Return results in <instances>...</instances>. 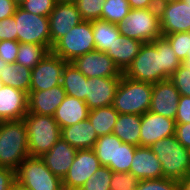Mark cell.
<instances>
[{
	"label": "cell",
	"mask_w": 190,
	"mask_h": 190,
	"mask_svg": "<svg viewBox=\"0 0 190 190\" xmlns=\"http://www.w3.org/2000/svg\"><path fill=\"white\" fill-rule=\"evenodd\" d=\"M181 64L170 42L162 36L150 43H143L123 75L136 81L154 84L170 79Z\"/></svg>",
	"instance_id": "6da1fadb"
},
{
	"label": "cell",
	"mask_w": 190,
	"mask_h": 190,
	"mask_svg": "<svg viewBox=\"0 0 190 190\" xmlns=\"http://www.w3.org/2000/svg\"><path fill=\"white\" fill-rule=\"evenodd\" d=\"M28 156V134L24 120L0 121V167L16 171Z\"/></svg>",
	"instance_id": "7a4b0ae2"
},
{
	"label": "cell",
	"mask_w": 190,
	"mask_h": 190,
	"mask_svg": "<svg viewBox=\"0 0 190 190\" xmlns=\"http://www.w3.org/2000/svg\"><path fill=\"white\" fill-rule=\"evenodd\" d=\"M149 147L160 160L163 178L179 181L190 175V150L182 146L175 135L162 138Z\"/></svg>",
	"instance_id": "3957f363"
},
{
	"label": "cell",
	"mask_w": 190,
	"mask_h": 190,
	"mask_svg": "<svg viewBox=\"0 0 190 190\" xmlns=\"http://www.w3.org/2000/svg\"><path fill=\"white\" fill-rule=\"evenodd\" d=\"M152 83L136 81L122 75L112 106L119 114L143 115L149 111Z\"/></svg>",
	"instance_id": "277c9868"
},
{
	"label": "cell",
	"mask_w": 190,
	"mask_h": 190,
	"mask_svg": "<svg viewBox=\"0 0 190 190\" xmlns=\"http://www.w3.org/2000/svg\"><path fill=\"white\" fill-rule=\"evenodd\" d=\"M23 120L27 127L29 155L41 157L61 137V128L53 116L27 113Z\"/></svg>",
	"instance_id": "5b68a950"
},
{
	"label": "cell",
	"mask_w": 190,
	"mask_h": 190,
	"mask_svg": "<svg viewBox=\"0 0 190 190\" xmlns=\"http://www.w3.org/2000/svg\"><path fill=\"white\" fill-rule=\"evenodd\" d=\"M117 27L123 36L142 43H150L162 37L158 8L131 9Z\"/></svg>",
	"instance_id": "8992f818"
},
{
	"label": "cell",
	"mask_w": 190,
	"mask_h": 190,
	"mask_svg": "<svg viewBox=\"0 0 190 190\" xmlns=\"http://www.w3.org/2000/svg\"><path fill=\"white\" fill-rule=\"evenodd\" d=\"M92 50H95L92 22L82 21L61 37L53 45L51 52L63 60L71 62L76 57Z\"/></svg>",
	"instance_id": "52a82bcc"
},
{
	"label": "cell",
	"mask_w": 190,
	"mask_h": 190,
	"mask_svg": "<svg viewBox=\"0 0 190 190\" xmlns=\"http://www.w3.org/2000/svg\"><path fill=\"white\" fill-rule=\"evenodd\" d=\"M16 181L31 190H58L62 180L55 176L40 157L28 156L15 171Z\"/></svg>",
	"instance_id": "ba28073f"
},
{
	"label": "cell",
	"mask_w": 190,
	"mask_h": 190,
	"mask_svg": "<svg viewBox=\"0 0 190 190\" xmlns=\"http://www.w3.org/2000/svg\"><path fill=\"white\" fill-rule=\"evenodd\" d=\"M16 21L17 41L45 46L51 52L49 19L17 7L13 15Z\"/></svg>",
	"instance_id": "9c48e42d"
},
{
	"label": "cell",
	"mask_w": 190,
	"mask_h": 190,
	"mask_svg": "<svg viewBox=\"0 0 190 190\" xmlns=\"http://www.w3.org/2000/svg\"><path fill=\"white\" fill-rule=\"evenodd\" d=\"M67 61L49 52L31 69L30 91H41L61 84L62 72Z\"/></svg>",
	"instance_id": "30bf717a"
},
{
	"label": "cell",
	"mask_w": 190,
	"mask_h": 190,
	"mask_svg": "<svg viewBox=\"0 0 190 190\" xmlns=\"http://www.w3.org/2000/svg\"><path fill=\"white\" fill-rule=\"evenodd\" d=\"M100 166L93 149H78L67 175L62 180V186L79 190Z\"/></svg>",
	"instance_id": "8fae6325"
},
{
	"label": "cell",
	"mask_w": 190,
	"mask_h": 190,
	"mask_svg": "<svg viewBox=\"0 0 190 190\" xmlns=\"http://www.w3.org/2000/svg\"><path fill=\"white\" fill-rule=\"evenodd\" d=\"M71 63L87 78L122 77L123 75L106 52L96 49L76 57Z\"/></svg>",
	"instance_id": "7c38bea8"
},
{
	"label": "cell",
	"mask_w": 190,
	"mask_h": 190,
	"mask_svg": "<svg viewBox=\"0 0 190 190\" xmlns=\"http://www.w3.org/2000/svg\"><path fill=\"white\" fill-rule=\"evenodd\" d=\"M121 77L87 78L85 103L89 110L113 104Z\"/></svg>",
	"instance_id": "4fadbf2b"
},
{
	"label": "cell",
	"mask_w": 190,
	"mask_h": 190,
	"mask_svg": "<svg viewBox=\"0 0 190 190\" xmlns=\"http://www.w3.org/2000/svg\"><path fill=\"white\" fill-rule=\"evenodd\" d=\"M180 96L170 79L154 83L149 111L175 120Z\"/></svg>",
	"instance_id": "5bb4252c"
},
{
	"label": "cell",
	"mask_w": 190,
	"mask_h": 190,
	"mask_svg": "<svg viewBox=\"0 0 190 190\" xmlns=\"http://www.w3.org/2000/svg\"><path fill=\"white\" fill-rule=\"evenodd\" d=\"M48 19L51 34V50L53 45L67 34L73 26L83 21L76 4L60 1L57 2Z\"/></svg>",
	"instance_id": "9a60e30c"
},
{
	"label": "cell",
	"mask_w": 190,
	"mask_h": 190,
	"mask_svg": "<svg viewBox=\"0 0 190 190\" xmlns=\"http://www.w3.org/2000/svg\"><path fill=\"white\" fill-rule=\"evenodd\" d=\"M174 119L148 111L141 115L140 146L149 147L162 138L175 135Z\"/></svg>",
	"instance_id": "2e32d148"
},
{
	"label": "cell",
	"mask_w": 190,
	"mask_h": 190,
	"mask_svg": "<svg viewBox=\"0 0 190 190\" xmlns=\"http://www.w3.org/2000/svg\"><path fill=\"white\" fill-rule=\"evenodd\" d=\"M162 36L177 32H190V5L180 0L160 6Z\"/></svg>",
	"instance_id": "e0dca14e"
},
{
	"label": "cell",
	"mask_w": 190,
	"mask_h": 190,
	"mask_svg": "<svg viewBox=\"0 0 190 190\" xmlns=\"http://www.w3.org/2000/svg\"><path fill=\"white\" fill-rule=\"evenodd\" d=\"M28 113V94L8 85L0 86V121L20 120Z\"/></svg>",
	"instance_id": "ac0fdd59"
},
{
	"label": "cell",
	"mask_w": 190,
	"mask_h": 190,
	"mask_svg": "<svg viewBox=\"0 0 190 190\" xmlns=\"http://www.w3.org/2000/svg\"><path fill=\"white\" fill-rule=\"evenodd\" d=\"M76 152V148L60 137L56 144L40 158L55 176L63 180L75 159Z\"/></svg>",
	"instance_id": "d6986e66"
},
{
	"label": "cell",
	"mask_w": 190,
	"mask_h": 190,
	"mask_svg": "<svg viewBox=\"0 0 190 190\" xmlns=\"http://www.w3.org/2000/svg\"><path fill=\"white\" fill-rule=\"evenodd\" d=\"M66 95L61 84L47 90L29 91L28 113L54 116Z\"/></svg>",
	"instance_id": "ffe728a7"
},
{
	"label": "cell",
	"mask_w": 190,
	"mask_h": 190,
	"mask_svg": "<svg viewBox=\"0 0 190 190\" xmlns=\"http://www.w3.org/2000/svg\"><path fill=\"white\" fill-rule=\"evenodd\" d=\"M129 172L139 180L163 178L160 160L147 146L136 147Z\"/></svg>",
	"instance_id": "44dd1931"
},
{
	"label": "cell",
	"mask_w": 190,
	"mask_h": 190,
	"mask_svg": "<svg viewBox=\"0 0 190 190\" xmlns=\"http://www.w3.org/2000/svg\"><path fill=\"white\" fill-rule=\"evenodd\" d=\"M89 111L85 101L66 95L53 117L60 128H65L87 119Z\"/></svg>",
	"instance_id": "7402d4cb"
},
{
	"label": "cell",
	"mask_w": 190,
	"mask_h": 190,
	"mask_svg": "<svg viewBox=\"0 0 190 190\" xmlns=\"http://www.w3.org/2000/svg\"><path fill=\"white\" fill-rule=\"evenodd\" d=\"M61 137L77 150L93 149L99 138L88 118L74 125L61 128Z\"/></svg>",
	"instance_id": "603a6c76"
},
{
	"label": "cell",
	"mask_w": 190,
	"mask_h": 190,
	"mask_svg": "<svg viewBox=\"0 0 190 190\" xmlns=\"http://www.w3.org/2000/svg\"><path fill=\"white\" fill-rule=\"evenodd\" d=\"M142 42L120 34L117 42L112 48H108L107 55L114 61L122 73L131 65L133 59L138 54Z\"/></svg>",
	"instance_id": "cb8c5ba5"
},
{
	"label": "cell",
	"mask_w": 190,
	"mask_h": 190,
	"mask_svg": "<svg viewBox=\"0 0 190 190\" xmlns=\"http://www.w3.org/2000/svg\"><path fill=\"white\" fill-rule=\"evenodd\" d=\"M141 115L119 114L113 128V134L122 142L140 146Z\"/></svg>",
	"instance_id": "d4e9b609"
},
{
	"label": "cell",
	"mask_w": 190,
	"mask_h": 190,
	"mask_svg": "<svg viewBox=\"0 0 190 190\" xmlns=\"http://www.w3.org/2000/svg\"><path fill=\"white\" fill-rule=\"evenodd\" d=\"M87 77L71 62H67L61 78V85L66 94L85 101Z\"/></svg>",
	"instance_id": "484cf974"
},
{
	"label": "cell",
	"mask_w": 190,
	"mask_h": 190,
	"mask_svg": "<svg viewBox=\"0 0 190 190\" xmlns=\"http://www.w3.org/2000/svg\"><path fill=\"white\" fill-rule=\"evenodd\" d=\"M3 85L22 90L27 94L30 91L31 69L16 63H8L0 73Z\"/></svg>",
	"instance_id": "4316f807"
},
{
	"label": "cell",
	"mask_w": 190,
	"mask_h": 190,
	"mask_svg": "<svg viewBox=\"0 0 190 190\" xmlns=\"http://www.w3.org/2000/svg\"><path fill=\"white\" fill-rule=\"evenodd\" d=\"M92 28L95 49L102 52H106L108 48H112L120 35L117 24L101 19L92 21Z\"/></svg>",
	"instance_id": "83f0119b"
},
{
	"label": "cell",
	"mask_w": 190,
	"mask_h": 190,
	"mask_svg": "<svg viewBox=\"0 0 190 190\" xmlns=\"http://www.w3.org/2000/svg\"><path fill=\"white\" fill-rule=\"evenodd\" d=\"M119 113L112 105L89 111L88 119L93 125L98 137L113 133Z\"/></svg>",
	"instance_id": "f1b7e54d"
},
{
	"label": "cell",
	"mask_w": 190,
	"mask_h": 190,
	"mask_svg": "<svg viewBox=\"0 0 190 190\" xmlns=\"http://www.w3.org/2000/svg\"><path fill=\"white\" fill-rule=\"evenodd\" d=\"M101 166L111 169V164H116L117 136L113 133L100 136L93 147Z\"/></svg>",
	"instance_id": "f546056e"
},
{
	"label": "cell",
	"mask_w": 190,
	"mask_h": 190,
	"mask_svg": "<svg viewBox=\"0 0 190 190\" xmlns=\"http://www.w3.org/2000/svg\"><path fill=\"white\" fill-rule=\"evenodd\" d=\"M50 51L43 45L19 43L15 63L29 69L34 68Z\"/></svg>",
	"instance_id": "4dcf8cb0"
},
{
	"label": "cell",
	"mask_w": 190,
	"mask_h": 190,
	"mask_svg": "<svg viewBox=\"0 0 190 190\" xmlns=\"http://www.w3.org/2000/svg\"><path fill=\"white\" fill-rule=\"evenodd\" d=\"M130 10L128 0H106L103 3L101 20L118 24L126 18Z\"/></svg>",
	"instance_id": "1f68e13d"
},
{
	"label": "cell",
	"mask_w": 190,
	"mask_h": 190,
	"mask_svg": "<svg viewBox=\"0 0 190 190\" xmlns=\"http://www.w3.org/2000/svg\"><path fill=\"white\" fill-rule=\"evenodd\" d=\"M136 146L122 142L117 137L116 164H111L114 172H129Z\"/></svg>",
	"instance_id": "d6a6232c"
},
{
	"label": "cell",
	"mask_w": 190,
	"mask_h": 190,
	"mask_svg": "<svg viewBox=\"0 0 190 190\" xmlns=\"http://www.w3.org/2000/svg\"><path fill=\"white\" fill-rule=\"evenodd\" d=\"M112 173L109 167L100 166L79 190H110Z\"/></svg>",
	"instance_id": "836d02e7"
},
{
	"label": "cell",
	"mask_w": 190,
	"mask_h": 190,
	"mask_svg": "<svg viewBox=\"0 0 190 190\" xmlns=\"http://www.w3.org/2000/svg\"><path fill=\"white\" fill-rule=\"evenodd\" d=\"M106 0H78L75 4L83 21L101 19L103 3Z\"/></svg>",
	"instance_id": "e575fe53"
},
{
	"label": "cell",
	"mask_w": 190,
	"mask_h": 190,
	"mask_svg": "<svg viewBox=\"0 0 190 190\" xmlns=\"http://www.w3.org/2000/svg\"><path fill=\"white\" fill-rule=\"evenodd\" d=\"M171 44L177 57L183 62L190 49V32H177L164 36Z\"/></svg>",
	"instance_id": "d590c367"
},
{
	"label": "cell",
	"mask_w": 190,
	"mask_h": 190,
	"mask_svg": "<svg viewBox=\"0 0 190 190\" xmlns=\"http://www.w3.org/2000/svg\"><path fill=\"white\" fill-rule=\"evenodd\" d=\"M139 179L130 172H114L110 181V190H136Z\"/></svg>",
	"instance_id": "8d00e7d4"
},
{
	"label": "cell",
	"mask_w": 190,
	"mask_h": 190,
	"mask_svg": "<svg viewBox=\"0 0 190 190\" xmlns=\"http://www.w3.org/2000/svg\"><path fill=\"white\" fill-rule=\"evenodd\" d=\"M57 2L58 0H26L19 7L32 14L48 17Z\"/></svg>",
	"instance_id": "74e56055"
},
{
	"label": "cell",
	"mask_w": 190,
	"mask_h": 190,
	"mask_svg": "<svg viewBox=\"0 0 190 190\" xmlns=\"http://www.w3.org/2000/svg\"><path fill=\"white\" fill-rule=\"evenodd\" d=\"M170 80L173 82L180 95L190 97V69L187 66L182 63L170 76Z\"/></svg>",
	"instance_id": "f35d334b"
},
{
	"label": "cell",
	"mask_w": 190,
	"mask_h": 190,
	"mask_svg": "<svg viewBox=\"0 0 190 190\" xmlns=\"http://www.w3.org/2000/svg\"><path fill=\"white\" fill-rule=\"evenodd\" d=\"M136 190H179V183L170 178L140 180Z\"/></svg>",
	"instance_id": "ab89813d"
},
{
	"label": "cell",
	"mask_w": 190,
	"mask_h": 190,
	"mask_svg": "<svg viewBox=\"0 0 190 190\" xmlns=\"http://www.w3.org/2000/svg\"><path fill=\"white\" fill-rule=\"evenodd\" d=\"M19 48L18 41H0V57L7 63H15Z\"/></svg>",
	"instance_id": "60d3db41"
},
{
	"label": "cell",
	"mask_w": 190,
	"mask_h": 190,
	"mask_svg": "<svg viewBox=\"0 0 190 190\" xmlns=\"http://www.w3.org/2000/svg\"><path fill=\"white\" fill-rule=\"evenodd\" d=\"M17 41L16 21L13 16L0 21V41Z\"/></svg>",
	"instance_id": "b9f144b4"
},
{
	"label": "cell",
	"mask_w": 190,
	"mask_h": 190,
	"mask_svg": "<svg viewBox=\"0 0 190 190\" xmlns=\"http://www.w3.org/2000/svg\"><path fill=\"white\" fill-rule=\"evenodd\" d=\"M175 123H190V97L180 96Z\"/></svg>",
	"instance_id": "7bdbcfd3"
},
{
	"label": "cell",
	"mask_w": 190,
	"mask_h": 190,
	"mask_svg": "<svg viewBox=\"0 0 190 190\" xmlns=\"http://www.w3.org/2000/svg\"><path fill=\"white\" fill-rule=\"evenodd\" d=\"M175 137L182 146L190 150V123H176Z\"/></svg>",
	"instance_id": "ee69618b"
},
{
	"label": "cell",
	"mask_w": 190,
	"mask_h": 190,
	"mask_svg": "<svg viewBox=\"0 0 190 190\" xmlns=\"http://www.w3.org/2000/svg\"><path fill=\"white\" fill-rule=\"evenodd\" d=\"M15 181L14 170L0 167V190H12Z\"/></svg>",
	"instance_id": "f6af8a7d"
},
{
	"label": "cell",
	"mask_w": 190,
	"mask_h": 190,
	"mask_svg": "<svg viewBox=\"0 0 190 190\" xmlns=\"http://www.w3.org/2000/svg\"><path fill=\"white\" fill-rule=\"evenodd\" d=\"M17 7L13 0H0V21L13 16Z\"/></svg>",
	"instance_id": "bcb514c9"
},
{
	"label": "cell",
	"mask_w": 190,
	"mask_h": 190,
	"mask_svg": "<svg viewBox=\"0 0 190 190\" xmlns=\"http://www.w3.org/2000/svg\"><path fill=\"white\" fill-rule=\"evenodd\" d=\"M131 9L157 8L155 0H128Z\"/></svg>",
	"instance_id": "7dc6e473"
},
{
	"label": "cell",
	"mask_w": 190,
	"mask_h": 190,
	"mask_svg": "<svg viewBox=\"0 0 190 190\" xmlns=\"http://www.w3.org/2000/svg\"><path fill=\"white\" fill-rule=\"evenodd\" d=\"M179 190H190V175L185 176L183 179L178 181Z\"/></svg>",
	"instance_id": "c3c4849f"
},
{
	"label": "cell",
	"mask_w": 190,
	"mask_h": 190,
	"mask_svg": "<svg viewBox=\"0 0 190 190\" xmlns=\"http://www.w3.org/2000/svg\"><path fill=\"white\" fill-rule=\"evenodd\" d=\"M180 0H155L156 7L159 8L162 5L174 3Z\"/></svg>",
	"instance_id": "681fc988"
},
{
	"label": "cell",
	"mask_w": 190,
	"mask_h": 190,
	"mask_svg": "<svg viewBox=\"0 0 190 190\" xmlns=\"http://www.w3.org/2000/svg\"><path fill=\"white\" fill-rule=\"evenodd\" d=\"M12 190H31V189L26 188L22 184H20L17 181H15L14 184H13V186H12Z\"/></svg>",
	"instance_id": "f907efd6"
},
{
	"label": "cell",
	"mask_w": 190,
	"mask_h": 190,
	"mask_svg": "<svg viewBox=\"0 0 190 190\" xmlns=\"http://www.w3.org/2000/svg\"><path fill=\"white\" fill-rule=\"evenodd\" d=\"M182 63L190 69V49L188 50L186 59Z\"/></svg>",
	"instance_id": "816d5d0a"
},
{
	"label": "cell",
	"mask_w": 190,
	"mask_h": 190,
	"mask_svg": "<svg viewBox=\"0 0 190 190\" xmlns=\"http://www.w3.org/2000/svg\"><path fill=\"white\" fill-rule=\"evenodd\" d=\"M8 63L5 62L1 57H0V73L4 69V66H6Z\"/></svg>",
	"instance_id": "f5cc1de1"
},
{
	"label": "cell",
	"mask_w": 190,
	"mask_h": 190,
	"mask_svg": "<svg viewBox=\"0 0 190 190\" xmlns=\"http://www.w3.org/2000/svg\"><path fill=\"white\" fill-rule=\"evenodd\" d=\"M60 2H64V3H76L78 0H58Z\"/></svg>",
	"instance_id": "db71d44e"
},
{
	"label": "cell",
	"mask_w": 190,
	"mask_h": 190,
	"mask_svg": "<svg viewBox=\"0 0 190 190\" xmlns=\"http://www.w3.org/2000/svg\"><path fill=\"white\" fill-rule=\"evenodd\" d=\"M18 6L26 0H13Z\"/></svg>",
	"instance_id": "11a10c76"
},
{
	"label": "cell",
	"mask_w": 190,
	"mask_h": 190,
	"mask_svg": "<svg viewBox=\"0 0 190 190\" xmlns=\"http://www.w3.org/2000/svg\"><path fill=\"white\" fill-rule=\"evenodd\" d=\"M58 190H70V189L67 187L61 186Z\"/></svg>",
	"instance_id": "9f6ffc18"
},
{
	"label": "cell",
	"mask_w": 190,
	"mask_h": 190,
	"mask_svg": "<svg viewBox=\"0 0 190 190\" xmlns=\"http://www.w3.org/2000/svg\"><path fill=\"white\" fill-rule=\"evenodd\" d=\"M184 1L187 5H190V0H182Z\"/></svg>",
	"instance_id": "6f0895ef"
},
{
	"label": "cell",
	"mask_w": 190,
	"mask_h": 190,
	"mask_svg": "<svg viewBox=\"0 0 190 190\" xmlns=\"http://www.w3.org/2000/svg\"><path fill=\"white\" fill-rule=\"evenodd\" d=\"M0 86H3V82H2V80H1V78H0Z\"/></svg>",
	"instance_id": "680465c9"
}]
</instances>
